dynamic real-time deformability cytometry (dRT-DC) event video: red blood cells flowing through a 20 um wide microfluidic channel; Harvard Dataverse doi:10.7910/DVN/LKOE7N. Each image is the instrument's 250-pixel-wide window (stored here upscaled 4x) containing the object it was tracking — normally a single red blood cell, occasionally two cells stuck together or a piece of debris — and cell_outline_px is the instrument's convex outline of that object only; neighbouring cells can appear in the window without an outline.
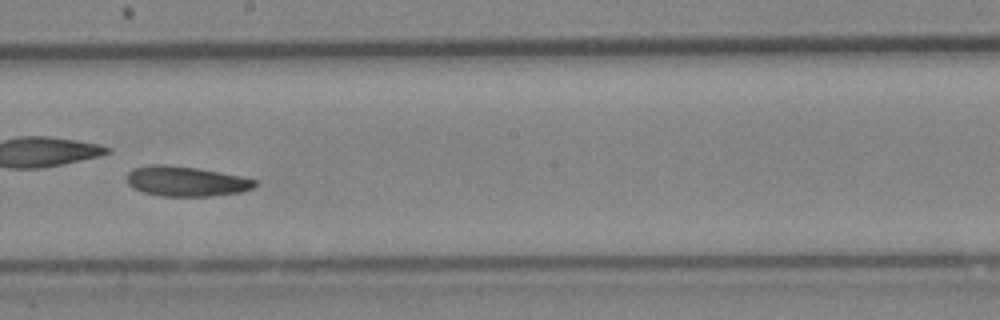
{"species": "Egyptian fruit bat (a non-hibernating species)", "species_latin": "Rousettus aegyptiacus", "temperature_condition": "cold", "stored_images_in_passage": 47, "camera_frame_rate_fps": 3000, "um_per_image_px": 0.085, "animal": {"sex": "female"}, "frame": {"image": 1, "passage_image": 27, "time_ms": 8.667, "image_size_px": [1000, 320], "cell_outline_px": [[256, 184], [252, 188], [240, 192], [208, 196], [160, 196], [140, 192], [132, 188], [128, 184], [128, 172], [136, 168], [148, 164], [164, 164], [196, 168], [220, 172], [240, 176], [256, 180]], "centroid_in_image_um": [15.77, 15.41], "position_along_channel_um": 232.4, "area_um2": 22.31}}